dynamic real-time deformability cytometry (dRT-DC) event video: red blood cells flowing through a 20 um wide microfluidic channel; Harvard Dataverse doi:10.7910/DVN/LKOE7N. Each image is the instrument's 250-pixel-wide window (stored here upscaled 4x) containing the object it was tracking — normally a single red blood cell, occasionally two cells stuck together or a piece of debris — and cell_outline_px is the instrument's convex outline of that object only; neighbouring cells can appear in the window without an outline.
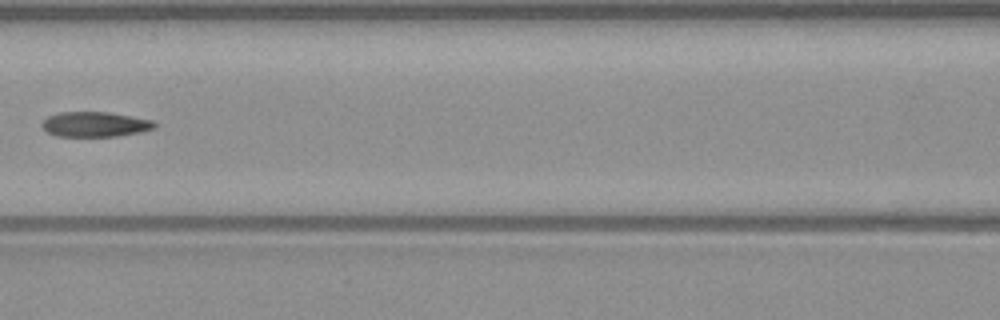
{"species": "common noctule bat (a hibernating species)", "species_latin": "Nyctalus noctula", "temperature_condition": "warm", "stored_images_in_passage": 5, "camera_frame_rate_fps": 3000, "um_per_image_px": 0.085, "animal": {"sex": "male", "body_mass_g": 23.1, "forearm_length_mm": 52.7}, "frame": {"image": 1, "passage_image": 5, "time_ms": 4.667, "image_size_px": [1000, 320], "cell_outline_px": [[156, 128], [140, 132], [116, 136], [56, 136], [48, 132], [40, 124], [48, 116], [56, 112], [108, 112], [152, 120], [156, 124]], "centroid_in_image_um": [8.06, 10.56], "position_along_channel_um": 158.5, "area_um2": 16.36}}